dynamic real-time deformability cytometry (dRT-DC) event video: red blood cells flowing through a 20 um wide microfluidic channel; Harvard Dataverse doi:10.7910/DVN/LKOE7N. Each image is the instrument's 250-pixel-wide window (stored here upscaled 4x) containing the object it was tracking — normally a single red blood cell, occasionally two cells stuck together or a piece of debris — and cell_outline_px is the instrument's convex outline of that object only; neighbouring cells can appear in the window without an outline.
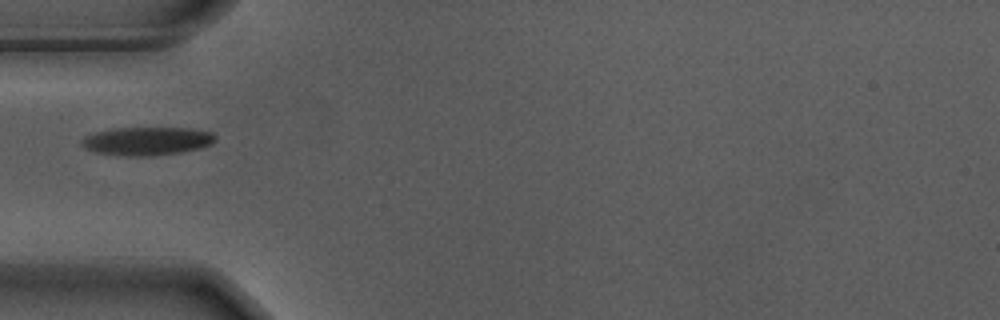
{"species": "Egyptian fruit bat (a non-hibernating species)", "species_latin": "Rousettus aegyptiacus", "temperature_condition": "warm", "stored_images_in_passage": 21, "camera_frame_rate_fps": 3000, "um_per_image_px": 0.085, "animal": {"sex": "male"}, "frame": {"image": 1, "passage_image": 1, "time_ms": 0.0, "image_size_px": [1000, 320], "cell_outline_px": [[216, 140], [212, 144], [180, 152], [148, 156], [132, 156], [96, 152], [80, 144], [80, 140], [84, 136], [96, 132], [116, 128], [188, 128], [212, 132], [216, 136]], "centroid_in_image_um": [12.5, 11.98], "position_along_channel_um": 72.5, "area_um2": 21.73}}
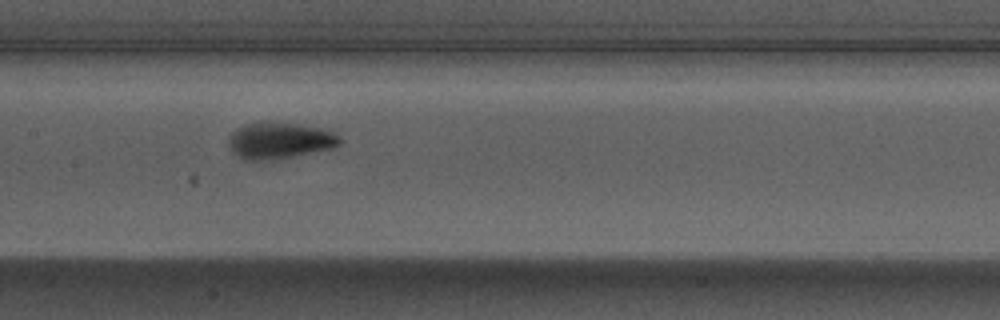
{"frame": {"image": 2, "passage_image": 10, "time_ms": 3.0, "image_size_px": [1000, 320], "cell_outline_px": [[340, 144], [332, 148], [280, 160], [244, 160], [236, 156], [232, 152], [228, 144], [228, 136], [236, 128], [244, 124], [264, 120], [296, 124], [320, 128], [332, 132], [340, 136]], "centroid_in_image_um": [23.71, 11.95], "position_along_channel_um": 183.7, "area_um2": 24.16}}
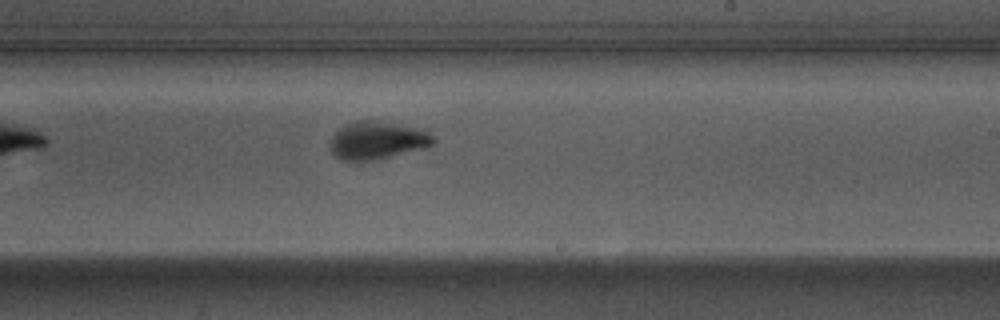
{"frame": {"image": 3, "passage_image": 16, "time_ms": 5.0, "image_size_px": [1000, 320], "cell_outline_px": [[436, 140], [428, 148], [376, 160], [344, 160], [336, 156], [328, 148], [328, 140], [344, 124], [356, 120], [380, 120], [424, 128]], "centroid_in_image_um": [32.09, 11.91], "position_along_channel_um": 256.9, "area_um2": 23.41}}